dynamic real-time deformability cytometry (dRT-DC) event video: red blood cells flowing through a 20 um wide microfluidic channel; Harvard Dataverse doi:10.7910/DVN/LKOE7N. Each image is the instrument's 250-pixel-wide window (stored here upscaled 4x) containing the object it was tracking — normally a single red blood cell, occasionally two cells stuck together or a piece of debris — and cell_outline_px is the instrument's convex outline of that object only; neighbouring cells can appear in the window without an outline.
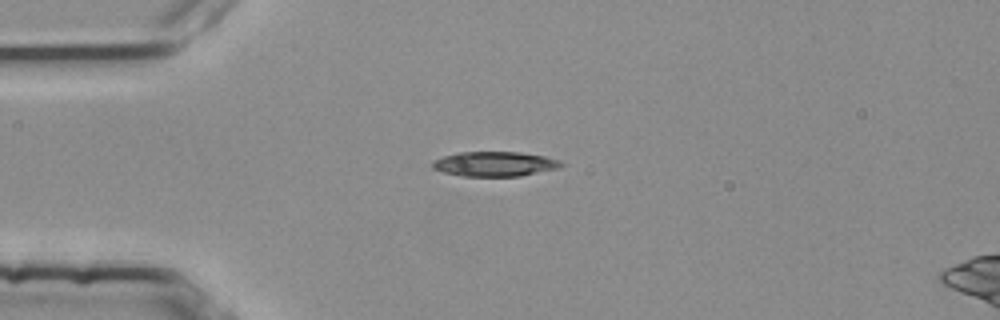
{"species": "common noctule bat (a hibernating species)", "species_latin": "Nyctalus noctula", "temperature_condition": "room temperature", "stored_images_in_passage": 34, "camera_frame_rate_fps": 3000, "um_per_image_px": 0.085, "animal": {"sex": "female", "body_mass_g": 25.1}, "frame": {"image": 1, "passage_image": 1, "time_ms": 0.0, "image_size_px": [1000, 320], "cell_outline_px": [[564, 164], [560, 168], [520, 176], [460, 176], [444, 172], [432, 168], [432, 160], [456, 152], [520, 152], [544, 156], [560, 160]], "centroid_in_image_um": [42.05, 13.93], "position_along_channel_um": 43.0, "area_um2": 18.67}, "authors_computed_cell_mechanics": {"area_um2": 19.8254, "velocity_mm_per_s": 3.8043, "shape_relaxation_time_tau1_ms": 10.2831, "shape_relaxation_time_tau2_ms": 6.8774, "deformation_change_tau1": 0.2452, "deformation_change_tau2": 0.1378}}